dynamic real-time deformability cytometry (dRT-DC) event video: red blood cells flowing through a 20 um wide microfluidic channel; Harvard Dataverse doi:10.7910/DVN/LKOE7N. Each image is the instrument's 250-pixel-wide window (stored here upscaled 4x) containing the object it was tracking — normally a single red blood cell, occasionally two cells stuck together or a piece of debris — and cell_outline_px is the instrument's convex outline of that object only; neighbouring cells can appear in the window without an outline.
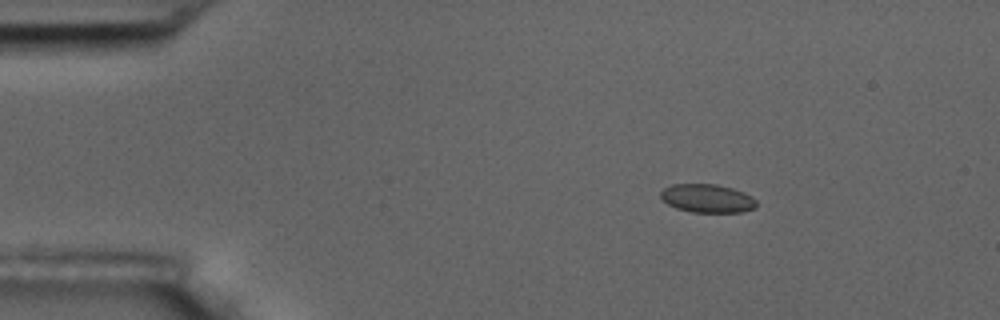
{"species": "common noctule bat (a hibernating species)", "species_latin": "Nyctalus noctula", "temperature_condition": "room temperature", "stored_images_in_passage": 9, "camera_frame_rate_fps": 3000, "um_per_image_px": 0.085, "animal": {"sex": "male", "body_mass_g": 17.5, "forearm_length_mm": 52.3}, "frame": {"image": 1, "passage_image": 1, "time_ms": 0.0, "image_size_px": [1000, 320], "cell_outline_px": [[756, 208], [744, 212], [692, 212], [676, 208], [668, 204], [660, 196], [660, 192], [664, 188], [672, 184], [716, 184], [732, 188], [744, 192], [752, 196], [756, 200]], "centroid_in_image_um": [60.14, 16.86], "position_along_channel_um": 24.9, "area_um2": 15.95}}
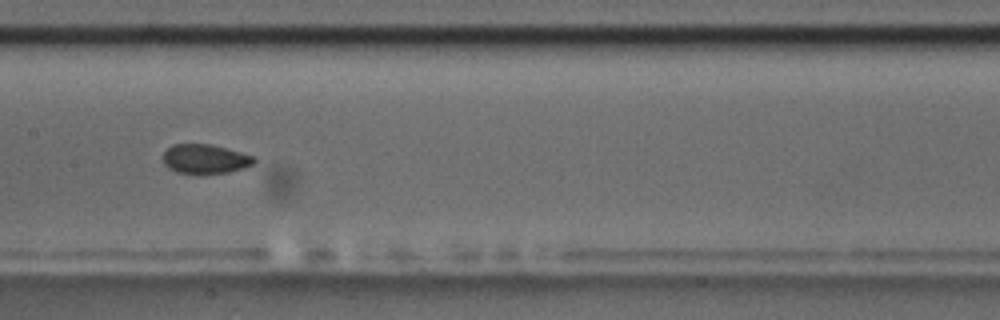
{"frame": {"image": 2, "passage_image": 7, "time_ms": 6.667, "image_size_px": [1000, 320], "cell_outline_px": [[256, 160], [252, 164], [244, 168], [228, 172], [200, 176], [176, 172], [168, 168], [164, 164], [164, 152], [172, 144], [212, 144], [256, 156]], "centroid_in_image_um": [17.44, 13.54], "position_along_channel_um": 190.0, "area_um2": 16.07}}
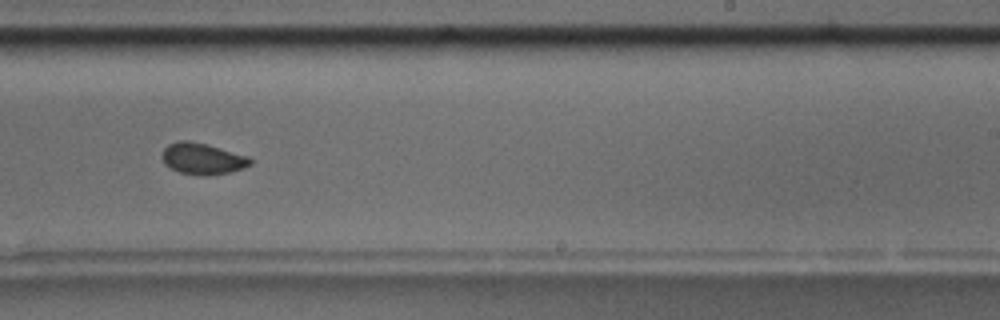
{"frame": {"image": 3, "passage_image": 9, "time_ms": 9.0, "image_size_px": [1000, 320], "cell_outline_px": [[252, 164], [244, 168], [228, 172], [204, 176], [200, 176], [180, 172], [164, 164], [160, 156], [164, 148], [168, 144], [180, 140], [188, 140], [208, 144], [248, 156], [252, 160]], "centroid_in_image_um": [17.19, 13.48], "position_along_channel_um": 271.8, "area_um2": 16.24}}